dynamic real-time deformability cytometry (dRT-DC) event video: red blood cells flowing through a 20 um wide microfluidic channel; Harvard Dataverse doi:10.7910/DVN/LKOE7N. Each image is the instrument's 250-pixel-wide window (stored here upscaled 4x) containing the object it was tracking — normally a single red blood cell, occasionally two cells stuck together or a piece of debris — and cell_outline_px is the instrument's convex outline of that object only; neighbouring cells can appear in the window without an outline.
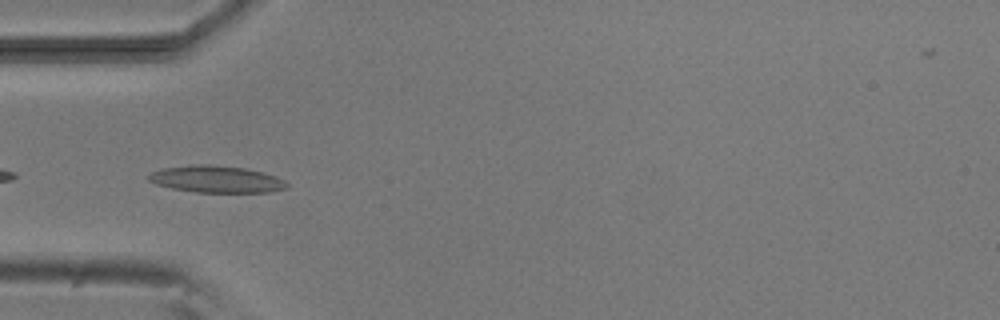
{"species": "common noctule bat (a hibernating species)", "species_latin": "Nyctalus noctula", "temperature_condition": "room temperature", "stored_images_in_passage": 6, "camera_frame_rate_fps": 3000, "um_per_image_px": 0.085, "animal": {"sex": "male", "body_mass_g": 20.5, "forearm_length_mm": 52.5}, "frame": {"image": 1, "passage_image": 3, "time_ms": 2.333, "image_size_px": [1000, 320], "cell_outline_px": [[288, 188], [272, 192], [196, 192], [172, 188], [156, 184], [148, 180], [144, 176], [152, 172], [164, 168], [196, 164], [208, 164], [244, 168], [264, 172], [276, 176], [284, 180], [288, 184]], "centroid_in_image_um": [18.4, 15.23], "position_along_channel_um": 66.6, "area_um2": 21.73}}
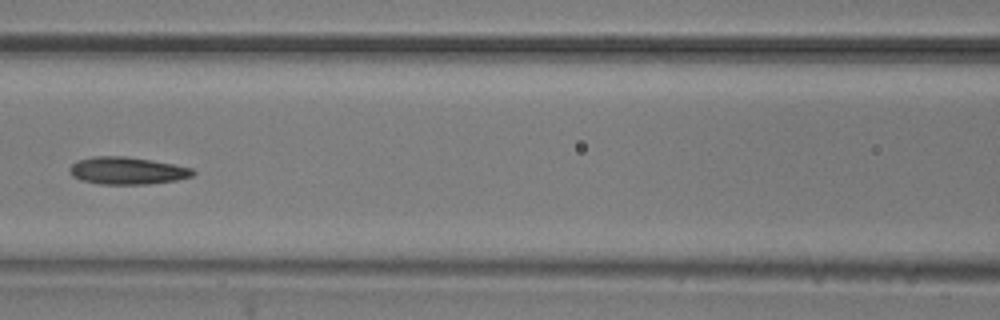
{"frame": {"image": 2, "passage_image": 5, "time_ms": 4.667, "image_size_px": [1000, 320], "cell_outline_px": [[196, 172], [192, 176], [176, 180], [148, 184], [100, 184], [80, 180], [72, 176], [68, 172], [68, 168], [76, 160], [92, 156], [124, 156], [152, 160], [192, 168]], "centroid_in_image_um": [10.76, 14.5], "position_along_channel_um": 155.8, "area_um2": 19.77}}
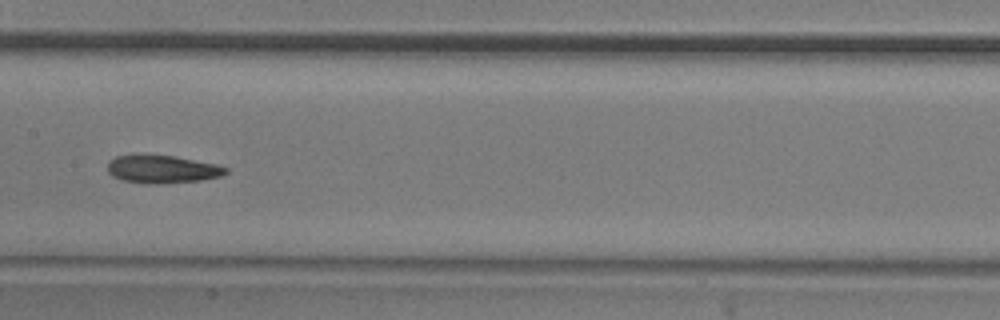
{"frame": {"image": 3, "passage_image": 6, "time_ms": 5.667, "image_size_px": [1000, 320], "cell_outline_px": [[228, 172], [220, 176], [200, 180], [160, 184], [156, 184], [124, 180], [112, 176], [108, 172], [108, 164], [116, 156], [136, 152], [176, 156], [216, 164], [228, 168]], "centroid_in_image_um": [13.77, 14.34], "position_along_channel_um": 193.6, "area_um2": 19.59}}